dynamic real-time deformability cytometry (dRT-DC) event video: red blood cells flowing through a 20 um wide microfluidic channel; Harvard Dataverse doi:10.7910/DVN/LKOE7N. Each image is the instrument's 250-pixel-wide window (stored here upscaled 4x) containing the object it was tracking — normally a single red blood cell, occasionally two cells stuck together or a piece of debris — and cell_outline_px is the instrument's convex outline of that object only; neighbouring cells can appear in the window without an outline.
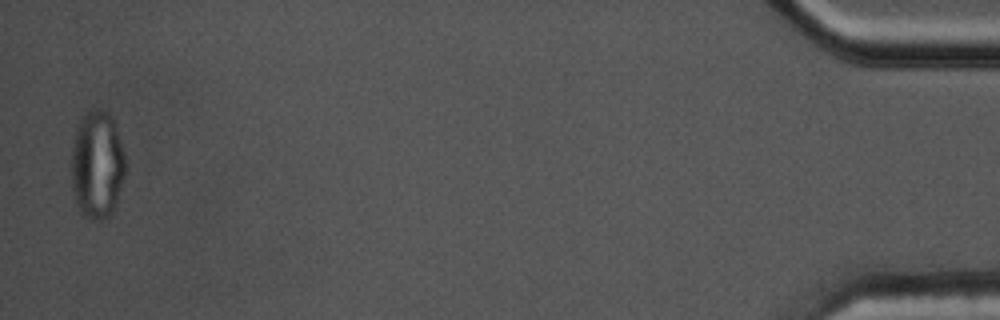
{"species": "common noctule bat (a hibernating species)", "species_latin": "Nyctalus noctula", "temperature_condition": "cold", "stored_images_in_passage": 43, "segment_of_instrument_passage": [2, 2], "camera_frame_rate_fps": 3000, "um_per_image_px": 0.085, "animal": {"sex": "male", "body_mass_g": 17.5, "forearm_length_mm": 52.3}, "frame": {"image": 1, "passage_image": 42, "time_ms": 13.667, "image_size_px": [1000, 320], "cell_outline_px": [[124, 176], [112, 212], [104, 220], [96, 220], [84, 216], [80, 212], [72, 188], [72, 148], [76, 132], [80, 120], [88, 112], [96, 108], [108, 112], [116, 124], [124, 156]], "centroid_in_image_um": [8.25, 14.01], "position_along_channel_um": 426.9, "area_um2": 33.47}}